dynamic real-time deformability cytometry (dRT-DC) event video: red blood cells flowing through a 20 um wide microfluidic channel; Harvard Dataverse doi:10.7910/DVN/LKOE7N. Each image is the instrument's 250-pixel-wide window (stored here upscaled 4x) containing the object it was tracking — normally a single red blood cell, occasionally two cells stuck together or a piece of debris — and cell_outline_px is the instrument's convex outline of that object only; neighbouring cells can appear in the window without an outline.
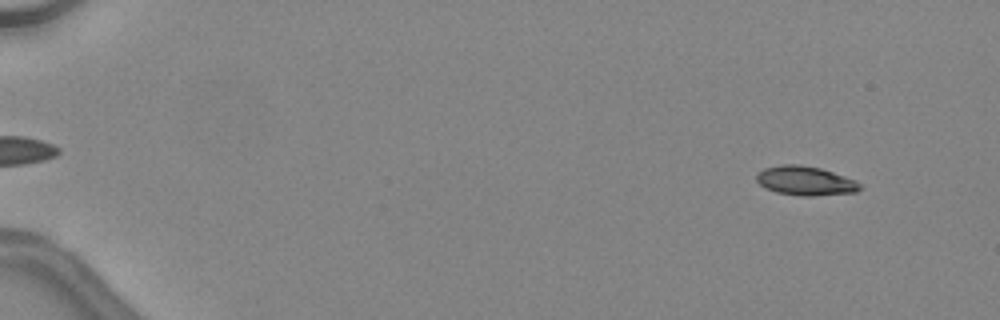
{"species": "common noctule bat (a hibernating species)", "species_latin": "Nyctalus noctula", "temperature_condition": "warm", "stored_images_in_passage": 47, "camera_frame_rate_fps": 3000, "um_per_image_px": 0.085, "animal": {"sex": "female", "body_mass_g": 24.6, "forearm_length_mm": 56.2}, "frame": {"image": 1, "passage_image": 4, "time_ms": 1.0, "image_size_px": [1000, 320], "cell_outline_px": [[864, 188], [856, 192], [812, 196], [800, 196], [776, 192], [764, 188], [756, 180], [756, 172], [764, 168], [780, 164], [800, 164], [820, 168], [856, 180]], "centroid_in_image_um": [68.44, 15.36], "position_along_channel_um": 16.6, "area_um2": 17.8}}
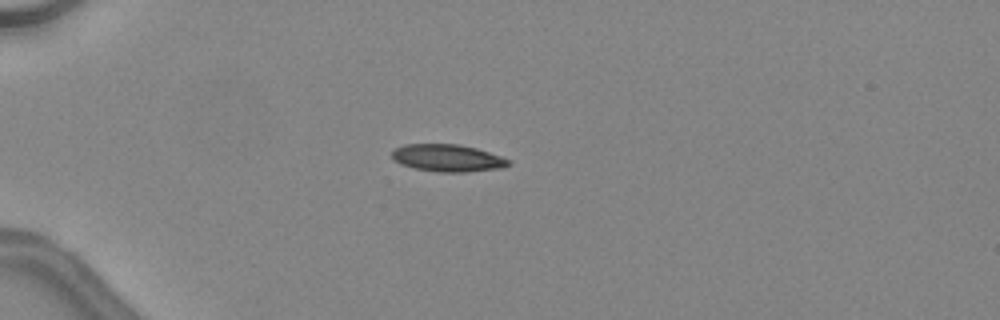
{"frame": {"image": 2, "passage_image": 14, "time_ms": 4.333, "image_size_px": [1000, 320], "cell_outline_px": [[512, 164], [504, 168], [468, 172], [440, 172], [416, 168], [400, 164], [392, 160], [392, 148], [404, 144], [460, 144], [476, 148], [512, 160]], "centroid_in_image_um": [38.06, 13.43], "position_along_channel_um": 46.9, "area_um2": 18.79}}
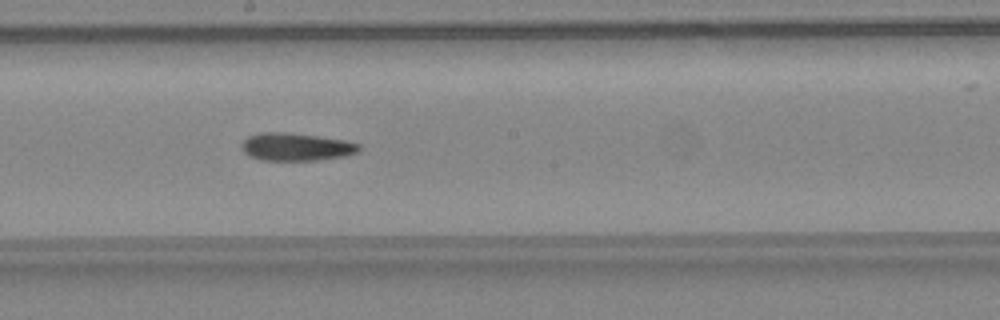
{"frame": {"image": 3, "passage_image": 28, "time_ms": 9.0, "image_size_px": [1000, 320], "cell_outline_px": [[360, 148], [356, 152], [344, 156], [316, 160], [260, 160], [248, 156], [240, 148], [240, 144], [248, 136], [260, 132], [284, 132], [316, 136], [344, 140], [360, 144]], "centroid_in_image_um": [25.1, 12.48], "position_along_channel_um": 223.1, "area_um2": 18.96}, "authors_computed_cell_mechanics": {"area_um2": 18.6694, "velocity_mm_per_s": 4.5528, "shape_relaxation_time_tau1_ms": 7.8995, "shape_relaxation_time_tau2_ms": null, "deformation_change_tau1": 0.1965, "deformation_change_tau2": null}}